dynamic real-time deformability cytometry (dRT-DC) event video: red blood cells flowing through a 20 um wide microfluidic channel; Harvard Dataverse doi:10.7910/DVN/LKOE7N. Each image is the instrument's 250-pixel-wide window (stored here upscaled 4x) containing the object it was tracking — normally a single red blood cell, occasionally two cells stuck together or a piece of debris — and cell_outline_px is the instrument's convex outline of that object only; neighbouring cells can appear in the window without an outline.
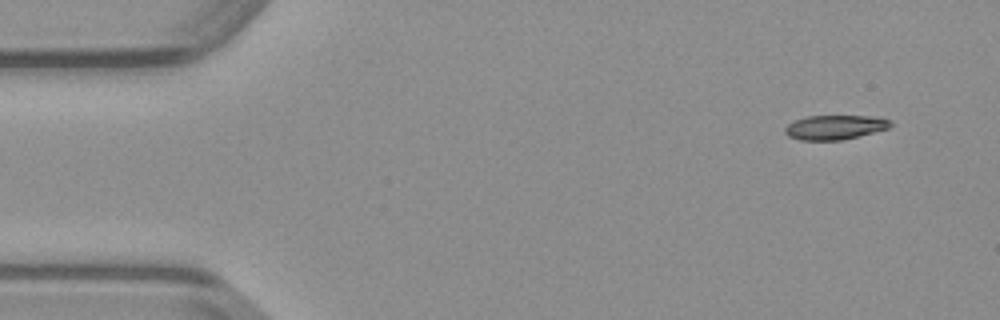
{"species": "common noctule bat (a hibernating species)", "species_latin": "Nyctalus noctula", "temperature_condition": "warm", "stored_images_in_passage": 46, "camera_frame_rate_fps": 3000, "um_per_image_px": 0.085, "animal": {"sex": "male", "body_mass_g": 23.1, "forearm_length_mm": 52.7}, "frame": {"image": 1, "passage_image": 1, "time_ms": 0.0, "image_size_px": [1000, 320], "cell_outline_px": [[892, 124], [888, 128], [844, 140], [800, 140], [788, 136], [784, 132], [784, 128], [788, 124], [796, 120], [808, 116], [868, 116], [892, 120]], "centroid_in_image_um": [70.95, 10.82], "position_along_channel_um": 14.1, "area_um2": 14.91}}
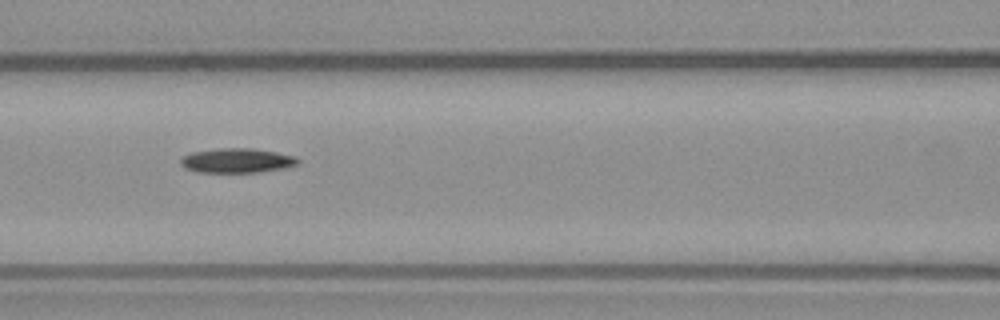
{"frame": {"image": 2, "passage_image": 18, "time_ms": 5.667, "image_size_px": [1000, 320], "cell_outline_px": [[300, 164], [284, 168], [260, 172], [196, 172], [184, 168], [180, 164], [180, 160], [184, 156], [192, 152], [220, 148], [252, 148], [276, 152], [296, 156], [300, 160]], "centroid_in_image_um": [20.16, 13.65], "position_along_channel_um": 146.4, "area_um2": 16.88}}
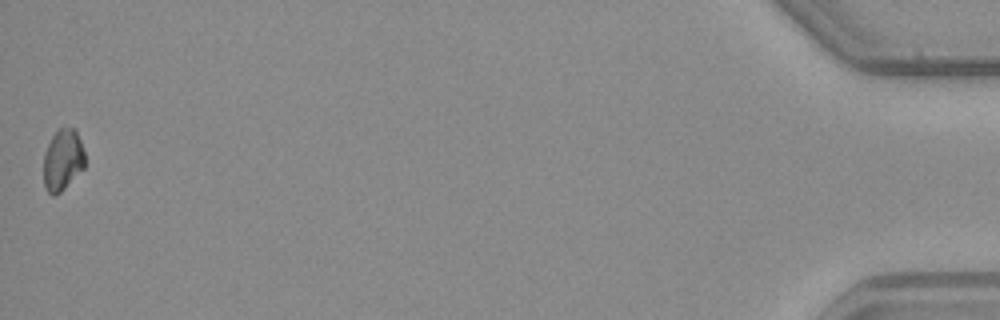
{"frame": {"image": 3, "passage_image": 46, "time_ms": 15.0, "image_size_px": [1000, 320], "cell_outline_px": [[84, 168], [56, 196], [52, 196], [44, 188], [44, 152], [52, 136], [60, 128], [76, 128], [84, 152]], "centroid_in_image_um": [5.32, 13.61], "position_along_channel_um": 429.9, "area_um2": 14.74}}